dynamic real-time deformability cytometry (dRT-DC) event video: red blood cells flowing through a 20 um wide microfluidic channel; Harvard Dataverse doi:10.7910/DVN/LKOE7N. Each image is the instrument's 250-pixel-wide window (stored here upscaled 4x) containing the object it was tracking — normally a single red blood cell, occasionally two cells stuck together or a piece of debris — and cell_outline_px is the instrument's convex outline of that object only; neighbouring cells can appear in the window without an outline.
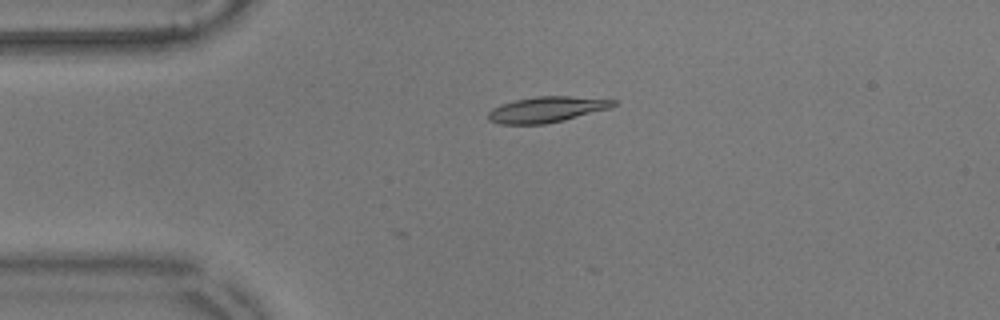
{"species": "common noctule bat (a hibernating species)", "species_latin": "Nyctalus noctula", "temperature_condition": "warm", "stored_images_in_passage": 3, "camera_frame_rate_fps": 3000, "um_per_image_px": 0.085, "animal": {"sex": "male", "body_mass_g": 17.9}, "frame": {"image": 1, "passage_image": 1, "time_ms": 0.0, "image_size_px": [1000, 320], "cell_outline_px": [[620, 100], [616, 104], [608, 108], [564, 120], [544, 124], [500, 124], [488, 120], [488, 112], [492, 108], [500, 104], [516, 100], [536, 96], [572, 96]], "centroid_in_image_um": [46.45, 9.3], "position_along_channel_um": 38.5, "area_um2": 18.73}}